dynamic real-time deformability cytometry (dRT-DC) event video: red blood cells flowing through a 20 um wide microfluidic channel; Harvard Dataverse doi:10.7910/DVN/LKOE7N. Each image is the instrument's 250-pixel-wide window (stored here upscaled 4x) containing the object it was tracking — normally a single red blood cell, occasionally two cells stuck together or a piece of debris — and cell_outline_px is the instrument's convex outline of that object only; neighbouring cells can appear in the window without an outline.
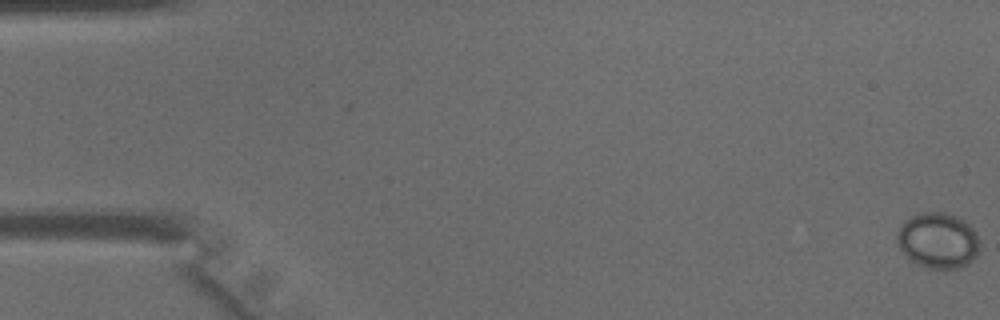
{"species": "common noctule bat (a hibernating species)", "species_latin": "Nyctalus noctula", "temperature_condition": "warm", "stored_images_in_passage": 46, "camera_frame_rate_fps": 3000, "um_per_image_px": 0.085, "animal": {"sex": "male", "body_mass_g": 15.6}, "frame": {"image": 1, "passage_image": 1, "time_ms": 0.0, "image_size_px": [1000, 320], "cell_outline_px": [[976, 256], [968, 264], [956, 268], [928, 268], [916, 264], [908, 260], [900, 248], [896, 240], [896, 232], [900, 224], [904, 220], [920, 212], [944, 212], [956, 216], [964, 220], [976, 232]], "centroid_in_image_um": [79.65, 20.43], "position_along_channel_um": 5.3, "area_um2": 26.76}}
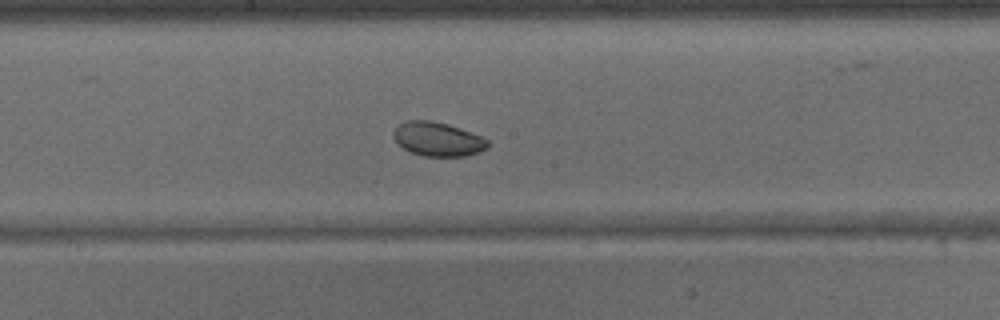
{"frame": {"image": 2, "passage_image": 25, "time_ms": 8.0, "image_size_px": [1000, 320], "cell_outline_px": [[488, 144], [484, 148], [476, 152], [464, 156], [424, 156], [412, 152], [396, 144], [392, 136], [392, 132], [404, 120], [432, 120], [448, 124], [460, 128], [480, 136], [488, 140]], "centroid_in_image_um": [37.13, 11.81], "position_along_channel_um": 211.1, "area_um2": 18.55}}
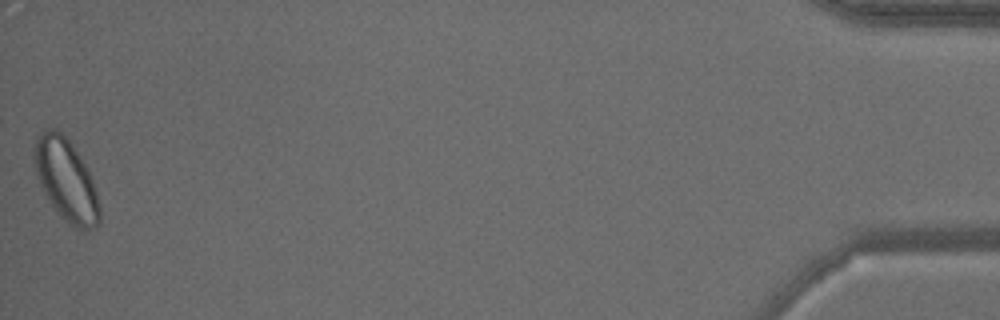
{"frame": {"image": 3, "passage_image": 46, "time_ms": 15.0, "image_size_px": [1000, 320], "cell_outline_px": [[100, 224], [96, 228], [88, 232], [72, 228], [56, 212], [44, 192], [36, 176], [36, 140], [48, 128], [56, 128], [72, 144], [80, 156], [92, 180], [96, 192], [100, 208]], "centroid_in_image_um": [5.67, 15.41], "position_along_channel_um": 429.5, "area_um2": 30.87}}